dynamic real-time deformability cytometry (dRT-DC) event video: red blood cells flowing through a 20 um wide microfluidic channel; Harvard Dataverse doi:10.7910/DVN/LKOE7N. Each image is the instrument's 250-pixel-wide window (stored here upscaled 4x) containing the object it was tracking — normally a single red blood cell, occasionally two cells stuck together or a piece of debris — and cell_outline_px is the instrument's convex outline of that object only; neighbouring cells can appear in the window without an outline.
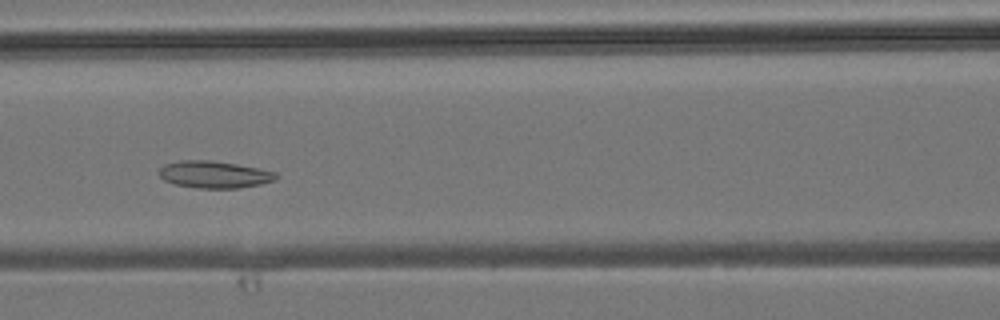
{"species": "common noctule bat (a hibernating species)", "species_latin": "Nyctalus noctula", "temperature_condition": "room temperature", "stored_images_in_passage": 34, "camera_frame_rate_fps": 3000, "um_per_image_px": 0.085, "animal": {"sex": "male", "body_mass_g": 19.2, "forearm_length_mm": 51.8}, "frame": {"image": 1, "passage_image": 17, "time_ms": 5.333, "image_size_px": [1000, 320], "cell_outline_px": [[280, 176], [276, 180], [260, 184], [240, 188], [196, 188], [172, 184], [164, 180], [160, 176], [160, 168], [164, 164], [180, 160], [212, 160], [236, 164], [276, 172]], "centroid_in_image_um": [18.21, 14.84], "position_along_channel_um": 148.4, "area_um2": 18.55}}
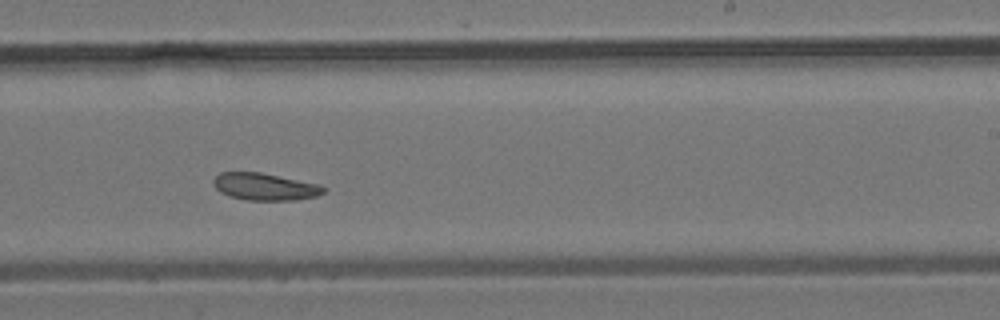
{"frame": {"image": 2, "passage_image": 25, "time_ms": 8.0, "image_size_px": [1000, 320], "cell_outline_px": [[328, 188], [324, 192], [316, 196], [296, 200], [248, 200], [232, 196], [220, 192], [212, 184], [212, 180], [220, 172], [260, 172], [320, 184]], "centroid_in_image_um": [22.53, 15.86], "position_along_channel_um": 266.5, "area_um2": 17.46}}
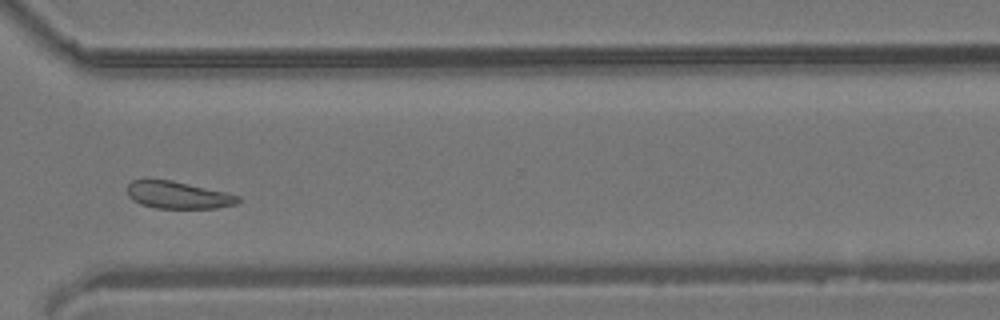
{"frame": {"image": 3, "passage_image": 31, "time_ms": 10.0, "image_size_px": [1000, 320], "cell_outline_px": [[240, 200], [236, 204], [216, 208], [156, 208], [140, 204], [132, 200], [128, 196], [128, 184], [132, 180], [144, 176], [148, 176], [172, 180], [224, 192], [240, 196]], "centroid_in_image_um": [15.03, 16.54], "position_along_channel_um": 355.6, "area_um2": 18.03}}